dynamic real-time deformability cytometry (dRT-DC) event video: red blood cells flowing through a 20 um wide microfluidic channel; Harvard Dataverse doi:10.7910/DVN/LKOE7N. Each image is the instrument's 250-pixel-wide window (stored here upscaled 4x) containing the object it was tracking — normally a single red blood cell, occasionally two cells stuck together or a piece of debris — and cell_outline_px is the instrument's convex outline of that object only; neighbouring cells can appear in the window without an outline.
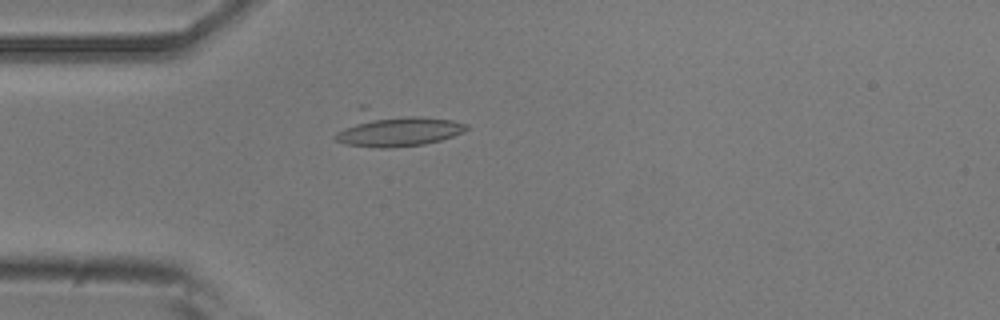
{"species": "common noctule bat (a hibernating species)", "species_latin": "Nyctalus noctula", "temperature_condition": "room temperature", "stored_images_in_passage": 46, "camera_frame_rate_fps": 3000, "um_per_image_px": 0.085, "animal": {"sex": "male", "body_mass_g": 20.5, "forearm_length_mm": 52.5}, "frame": {"image": 1, "passage_image": 8, "time_ms": 2.333, "image_size_px": [1000, 320], "cell_outline_px": [[468, 128], [464, 132], [440, 140], [424, 144], [392, 148], [376, 148], [344, 144], [336, 140], [332, 136], [360, 104], [368, 104], [452, 120], [468, 124]], "centroid_in_image_um": [33.5, 10.89], "position_along_channel_um": 51.5, "area_um2": 28.21}}
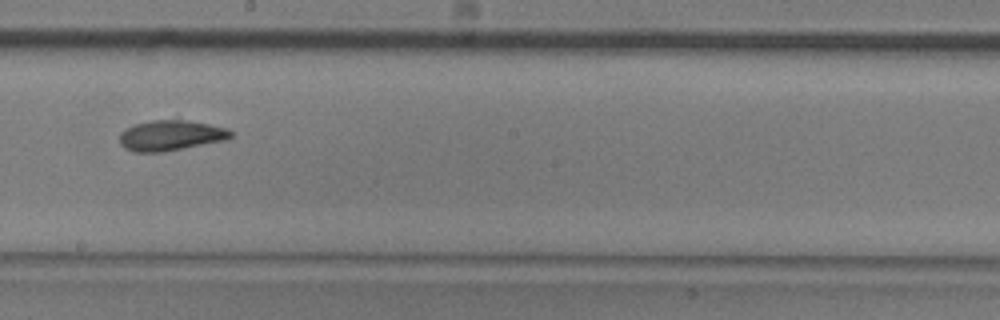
{"frame": {"image": 2, "passage_image": 23, "time_ms": 7.333, "image_size_px": [1000, 320], "cell_outline_px": [[232, 136], [228, 140], [164, 152], [136, 152], [124, 148], [120, 144], [120, 132], [124, 128], [136, 124], [152, 120], [184, 120], [208, 124], [228, 128], [232, 132]], "centroid_in_image_um": [14.52, 11.52], "position_along_channel_um": 233.7, "area_um2": 19.83}}
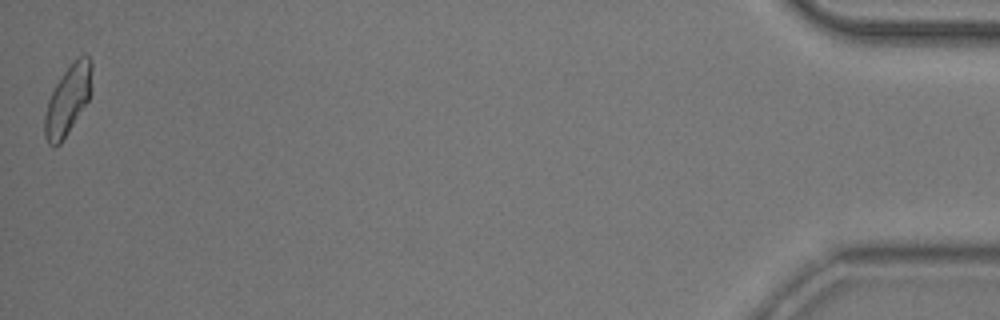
{"frame": {"image": 3, "passage_image": 46, "time_ms": 15.0, "image_size_px": [1000, 320], "cell_outline_px": [[92, 88], [88, 100], [60, 144], [48, 144], [44, 136], [44, 116], [48, 100], [56, 84], [64, 72], [84, 52], [92, 60]], "centroid_in_image_um": [5.78, 8.46], "position_along_channel_um": 429.4, "area_um2": 18.79}}